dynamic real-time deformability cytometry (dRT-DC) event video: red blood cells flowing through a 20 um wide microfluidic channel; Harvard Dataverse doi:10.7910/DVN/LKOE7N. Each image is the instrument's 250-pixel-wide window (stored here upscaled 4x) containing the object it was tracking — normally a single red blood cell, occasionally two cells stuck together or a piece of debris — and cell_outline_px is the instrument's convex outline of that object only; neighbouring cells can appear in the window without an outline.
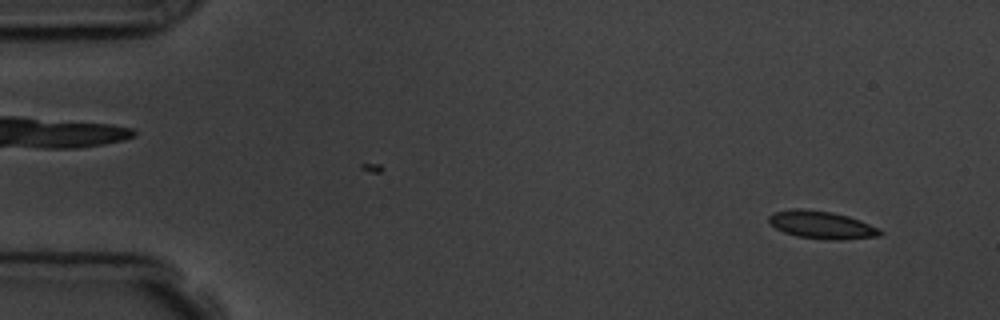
{"species": "common noctule bat (a hibernating species)", "species_latin": "Nyctalus noctula", "temperature_condition": "room temperature", "stored_images_in_passage": 56, "camera_frame_rate_fps": 3000, "um_per_image_px": 0.085, "animal": {"sex": "male", "body_mass_g": 19.5, "forearm_length_mm": 54.6}, "frame": {"image": 1, "passage_image": 4, "time_ms": 1.0, "image_size_px": [1000, 320], "cell_outline_px": [[884, 232], [880, 236], [840, 240], [824, 240], [796, 236], [784, 232], [776, 228], [768, 220], [768, 216], [772, 212], [792, 208], [800, 208], [832, 212], [848, 216], [860, 220], [880, 228]], "centroid_in_image_um": [69.85, 19.11], "position_along_channel_um": 15.2, "area_um2": 18.21}}
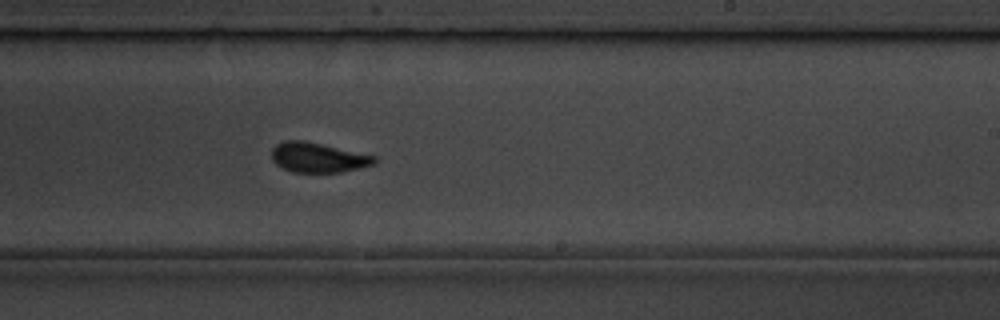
{"frame": {"image": 2, "passage_image": 34, "time_ms": 11.0, "image_size_px": [1000, 320], "cell_outline_px": [[376, 164], [340, 172], [292, 172], [276, 164], [272, 160], [272, 148], [276, 144], [284, 140], [304, 140], [376, 156]], "centroid_in_image_um": [27.01, 13.38], "position_along_channel_um": 262.0, "area_um2": 17.8}}
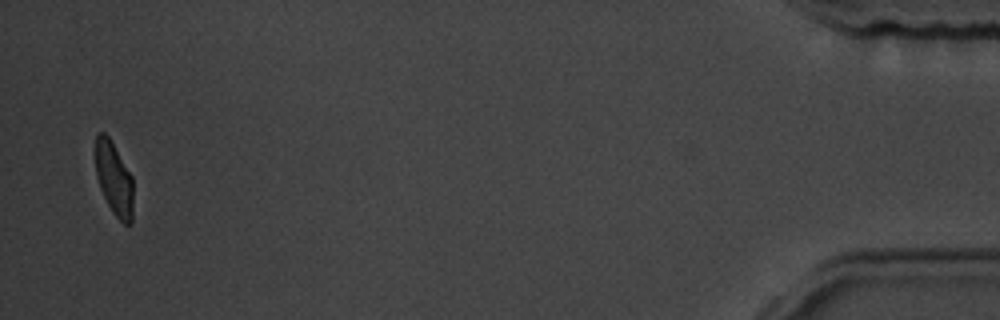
{"frame": {"image": 3, "passage_image": 55, "time_ms": 18.0, "image_size_px": [1000, 320], "cell_outline_px": [[132, 224], [124, 224], [112, 212], [100, 188], [96, 176], [96, 132], [104, 132], [108, 136], [132, 176]], "centroid_in_image_um": [9.68, 15.19], "position_along_channel_um": 425.5, "area_um2": 15.9}, "authors_computed_cell_mechanics": {"area_um2": 17.7446, "velocity_mm_per_s": 3.5924, "shape_relaxation_time_tau1_ms": 2.3853, "shape_relaxation_time_tau2_ms": 0.6999, "deformation_change_tau1": 0.1112, "deformation_change_tau2": 0.0524}}